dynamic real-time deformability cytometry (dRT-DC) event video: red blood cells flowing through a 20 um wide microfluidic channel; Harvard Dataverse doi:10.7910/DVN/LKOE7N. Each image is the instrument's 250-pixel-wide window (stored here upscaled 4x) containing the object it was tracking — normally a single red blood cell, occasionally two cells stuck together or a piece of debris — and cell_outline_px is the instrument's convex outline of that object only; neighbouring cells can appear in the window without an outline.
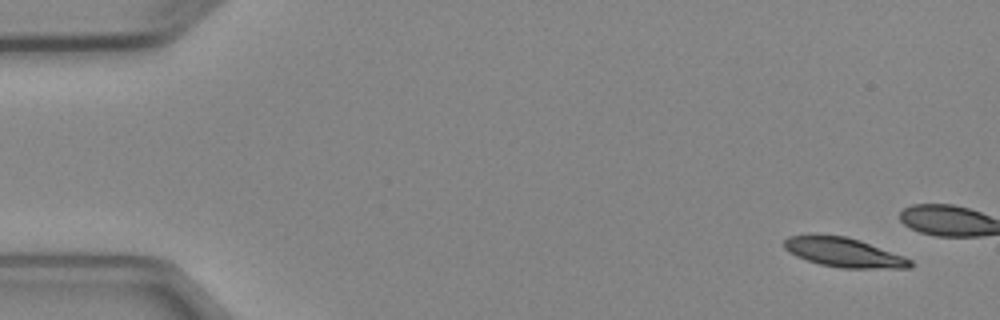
{"species": "Egyptian fruit bat (a non-hibernating species)", "species_latin": "Rousettus aegyptiacus", "temperature_condition": "cold", "stored_images_in_passage": 4, "camera_frame_rate_fps": 3000, "um_per_image_px": 0.085, "animal": {"sex": "female"}, "frame": {"image": 1, "passage_image": 1, "time_ms": 0.0, "image_size_px": [1000, 320], "cell_outline_px": [[912, 268], [840, 268], [820, 264], [796, 256], [788, 252], [784, 248], [784, 240], [788, 236], [844, 236], [860, 240], [904, 256], [912, 260]], "centroid_in_image_um": [71.76, 21.48], "position_along_channel_um": 13.2, "area_um2": 21.21}}